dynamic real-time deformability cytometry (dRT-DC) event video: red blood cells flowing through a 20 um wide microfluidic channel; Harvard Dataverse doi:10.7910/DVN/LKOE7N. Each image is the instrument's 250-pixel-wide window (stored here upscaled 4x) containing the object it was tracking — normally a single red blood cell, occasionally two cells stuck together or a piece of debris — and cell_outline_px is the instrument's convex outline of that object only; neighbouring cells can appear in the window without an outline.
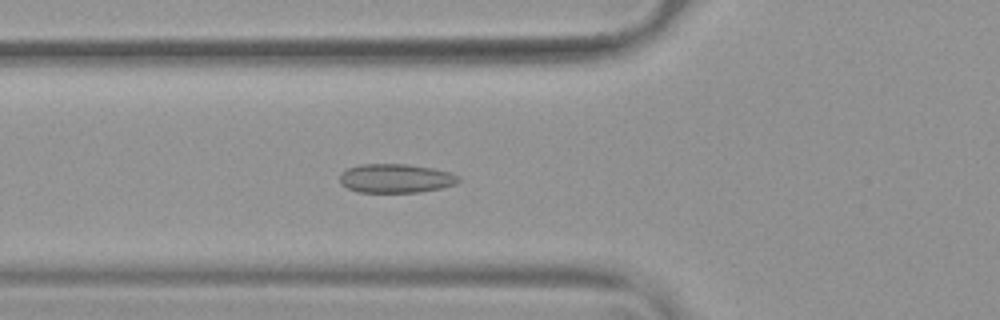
{"species": "common noctule bat (a hibernating species)", "species_latin": "Nyctalus noctula", "temperature_condition": "warm", "stored_images_in_passage": 54, "camera_frame_rate_fps": 3000, "um_per_image_px": 0.085, "animal": {"sex": "female", "body_mass_g": 19.9}, "frame": {"image": 1, "passage_image": 20, "time_ms": 6.333, "image_size_px": [1000, 320], "cell_outline_px": [[460, 180], [456, 184], [440, 188], [420, 192], [360, 192], [348, 188], [340, 184], [340, 172], [348, 168], [360, 164], [408, 164], [432, 168], [448, 172], [456, 176]], "centroid_in_image_um": [33.6, 15.16], "position_along_channel_um": 92.2, "area_um2": 19.94}}
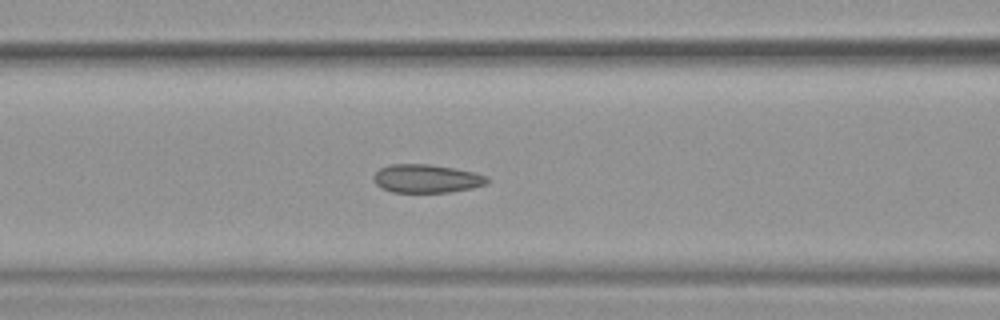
{"frame": {"image": 2, "passage_image": 23, "time_ms": 7.333, "image_size_px": [1000, 320], "cell_outline_px": [[488, 184], [472, 188], [448, 192], [392, 192], [380, 188], [372, 180], [372, 176], [380, 168], [388, 164], [428, 164], [452, 168], [472, 172], [488, 176]], "centroid_in_image_um": [36.21, 15.18], "position_along_channel_um": 130.4, "area_um2": 18.84}}
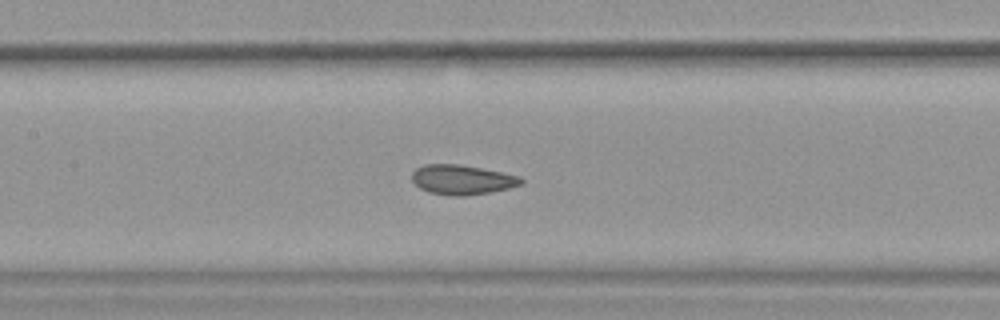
{"frame": {"image": 3, "passage_image": 26, "time_ms": 8.333, "image_size_px": [1000, 320], "cell_outline_px": [[524, 184], [508, 188], [488, 192], [464, 196], [452, 196], [428, 192], [420, 188], [412, 180], [412, 172], [416, 168], [424, 164], [460, 164], [520, 176], [524, 180]], "centroid_in_image_um": [39.26, 15.27], "position_along_channel_um": 168.1, "area_um2": 18.84}, "authors_computed_cell_mechanics": {"area_um2": 19.8543, "velocity_mm_per_s": 3.778, "shape_relaxation_time_tau1_ms": null, "shape_relaxation_time_tau2_ms": 0.9655, "deformation_change_tau1": null, "deformation_change_tau2": 0.0562}}